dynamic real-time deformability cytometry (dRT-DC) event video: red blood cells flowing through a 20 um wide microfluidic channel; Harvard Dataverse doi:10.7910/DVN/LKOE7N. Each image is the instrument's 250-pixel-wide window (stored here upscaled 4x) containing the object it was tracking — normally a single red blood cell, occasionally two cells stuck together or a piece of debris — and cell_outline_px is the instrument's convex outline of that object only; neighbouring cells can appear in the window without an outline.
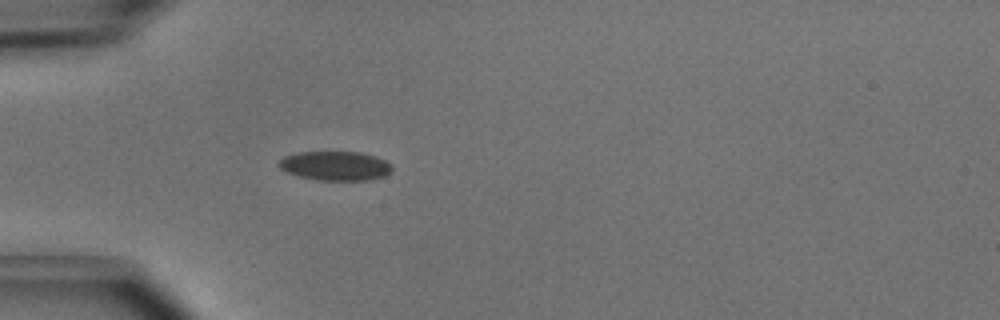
{"species": "common noctule bat (a hibernating species)", "species_latin": "Nyctalus noctula", "temperature_condition": "cold", "stored_images_in_passage": 1, "camera_frame_rate_fps": 3000, "um_per_image_px": 0.085, "animal": {"sex": "male", "body_mass_g": 15.6}, "frame": {"image": 1, "passage_image": 1, "time_ms": 0.0, "image_size_px": [1000, 320], "cell_outline_px": [[392, 168], [384, 176], [368, 180], [316, 180], [300, 176], [288, 172], [280, 168], [276, 164], [284, 156], [296, 152], [360, 152], [376, 156], [392, 164]], "centroid_in_image_um": [28.48, 14.09], "position_along_channel_um": 56.5, "area_um2": 19.25}}